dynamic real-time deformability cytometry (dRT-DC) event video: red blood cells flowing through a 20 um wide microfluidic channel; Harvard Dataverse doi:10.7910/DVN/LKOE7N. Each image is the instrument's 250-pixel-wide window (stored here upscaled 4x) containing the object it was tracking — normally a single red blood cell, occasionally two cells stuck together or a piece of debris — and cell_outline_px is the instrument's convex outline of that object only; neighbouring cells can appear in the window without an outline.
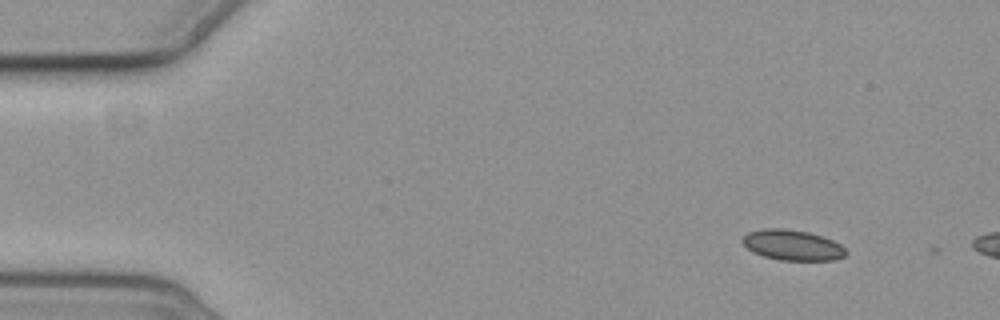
{"species": "common noctule bat (a hibernating species)", "species_latin": "Nyctalus noctula", "temperature_condition": "cold", "stored_images_in_passage": 2, "camera_frame_rate_fps": 3000, "um_per_image_px": 0.085, "animal": {"sex": "female", "body_mass_g": 19.3, "forearm_length_mm": 54.1}, "frame": {"image": 1, "passage_image": 1, "time_ms": 0.0, "image_size_px": [1000, 320], "cell_outline_px": [[848, 252], [844, 256], [832, 260], [780, 260], [764, 256], [752, 252], [740, 240], [748, 232], [764, 228], [784, 228], [808, 232], [832, 240], [840, 244]], "centroid_in_image_um": [67.34, 20.83], "position_along_channel_um": 17.7, "area_um2": 18.26}}